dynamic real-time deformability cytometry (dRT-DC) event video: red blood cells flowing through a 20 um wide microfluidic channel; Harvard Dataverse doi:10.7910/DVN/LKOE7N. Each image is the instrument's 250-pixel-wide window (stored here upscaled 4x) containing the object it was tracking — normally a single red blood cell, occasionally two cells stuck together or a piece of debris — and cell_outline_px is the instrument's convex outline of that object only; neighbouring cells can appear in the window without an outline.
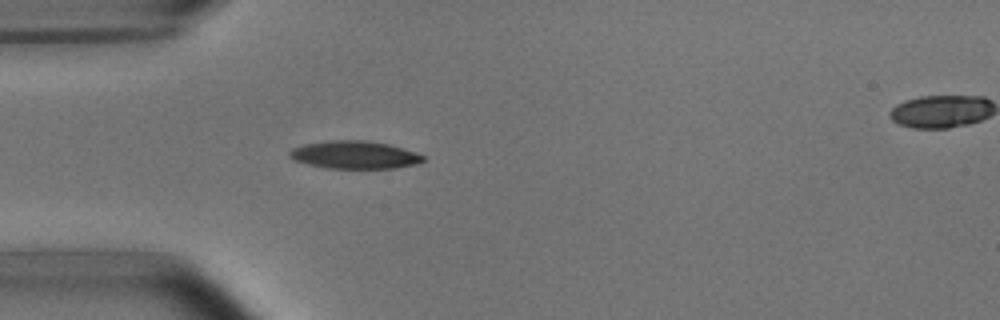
{"species": "common noctule bat (a hibernating species)", "species_latin": "Nyctalus noctula", "temperature_condition": "room temperature", "stored_images_in_passage": 38, "camera_frame_rate_fps": 3000, "um_per_image_px": 0.085, "animal": {"sex": "male", "body_mass_g": 15.6}, "frame": {"image": 1, "passage_image": 1, "time_ms": 0.0, "image_size_px": [1000, 320], "cell_outline_px": [[424, 160], [416, 164], [396, 168], [328, 168], [308, 164], [296, 160], [288, 156], [288, 152], [292, 148], [304, 144], [328, 140], [364, 140], [388, 144], [424, 156]], "centroid_in_image_um": [30.09, 13.16], "position_along_channel_um": 54.9, "area_um2": 21.39}}
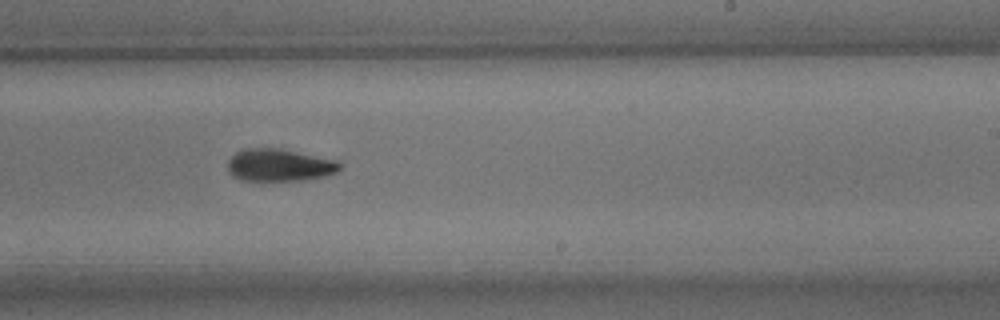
{"frame": {"image": 2, "passage_image": 18, "time_ms": 5.667, "image_size_px": [1000, 320], "cell_outline_px": [[340, 168], [336, 172], [324, 176], [304, 180], [264, 184], [240, 180], [232, 176], [228, 172], [228, 160], [236, 152], [244, 148], [280, 148], [336, 160], [340, 164]], "centroid_in_image_um": [23.67, 14.09], "position_along_channel_um": 265.3, "area_um2": 22.02}}
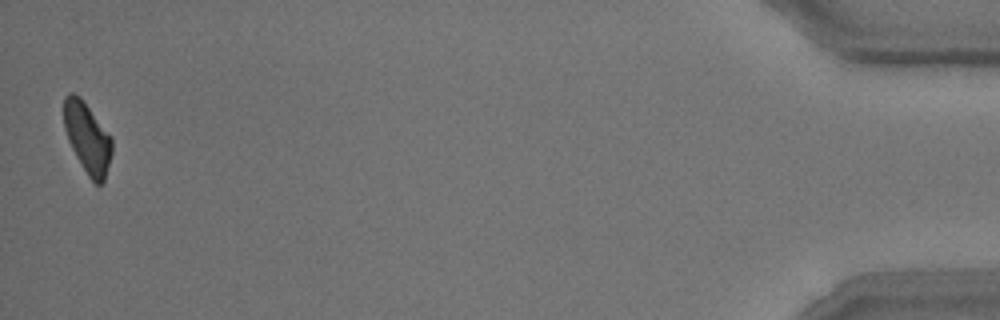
{"frame": {"image": 3, "passage_image": 38, "time_ms": 12.333, "image_size_px": [1000, 320], "cell_outline_px": [[112, 152], [104, 180], [100, 184], [96, 184], [88, 176], [76, 156], [68, 140], [64, 128], [64, 96], [68, 92], [72, 92], [80, 96], [112, 136]], "centroid_in_image_um": [7.42, 11.68], "position_along_channel_um": 427.8, "area_um2": 19.77}, "authors_computed_cell_mechanics": {"area_um2": 21.5305, "velocity_mm_per_s": 3.7993, "shape_relaxation_time_tau1_ms": 3.0149, "shape_relaxation_time_tau2_ms": 7.6174, "deformation_change_tau1": 0.1286, "deformation_change_tau2": 0.1404}}